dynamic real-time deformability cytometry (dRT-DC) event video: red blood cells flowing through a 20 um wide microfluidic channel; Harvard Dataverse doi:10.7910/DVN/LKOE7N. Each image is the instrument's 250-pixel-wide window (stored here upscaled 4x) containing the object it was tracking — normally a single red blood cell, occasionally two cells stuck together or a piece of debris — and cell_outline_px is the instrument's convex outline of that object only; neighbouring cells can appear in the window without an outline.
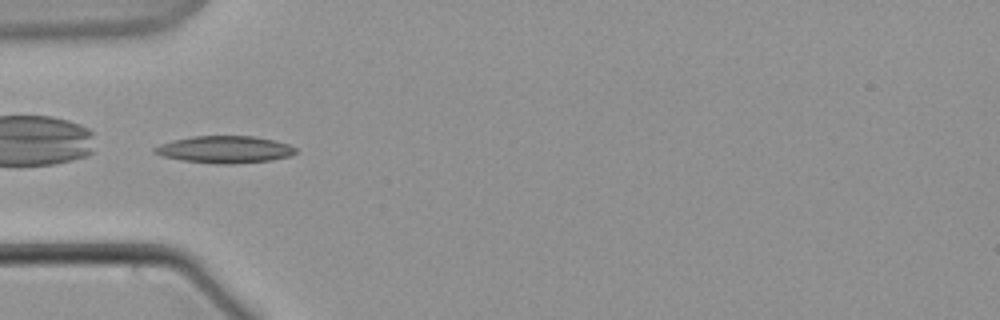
{"species": "common noctule bat (a hibernating species)", "species_latin": "Nyctalus noctula", "temperature_condition": "warm", "stored_images_in_passage": 42, "camera_frame_rate_fps": 3000, "um_per_image_px": 0.085, "animal": {"sex": "male", "body_mass_g": 21.5, "forearm_length_mm": 52.0}, "frame": {"image": 1, "passage_image": 1, "time_ms": 0.0, "image_size_px": [1000, 320], "cell_outline_px": [[296, 152], [288, 156], [272, 160], [232, 164], [216, 164], [180, 160], [164, 156], [152, 152], [152, 148], [160, 144], [172, 140], [192, 136], [252, 136], [272, 140], [288, 144], [296, 148]], "centroid_in_image_um": [19.06, 12.71], "position_along_channel_um": 65.9, "area_um2": 22.25}}
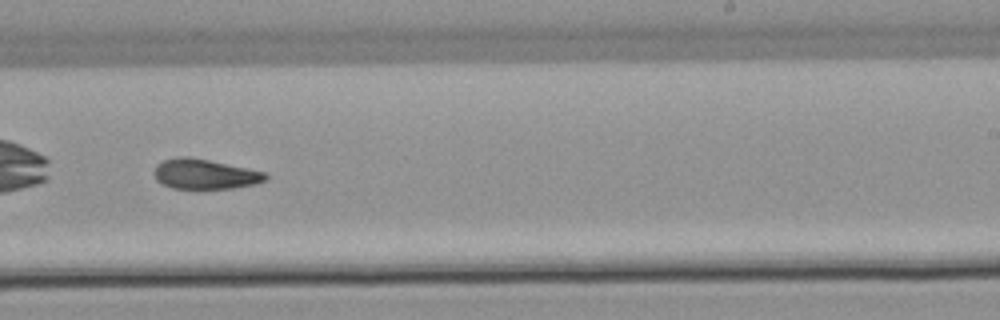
{"frame": {"image": 2, "passage_image": 19, "time_ms": 6.0, "image_size_px": [1000, 320], "cell_outline_px": [[268, 180], [256, 184], [232, 188], [172, 188], [156, 180], [156, 164], [164, 160], [176, 156], [188, 156], [208, 160], [264, 172], [268, 176]], "centroid_in_image_um": [17.42, 14.79], "position_along_channel_um": 271.6, "area_um2": 19.19}}
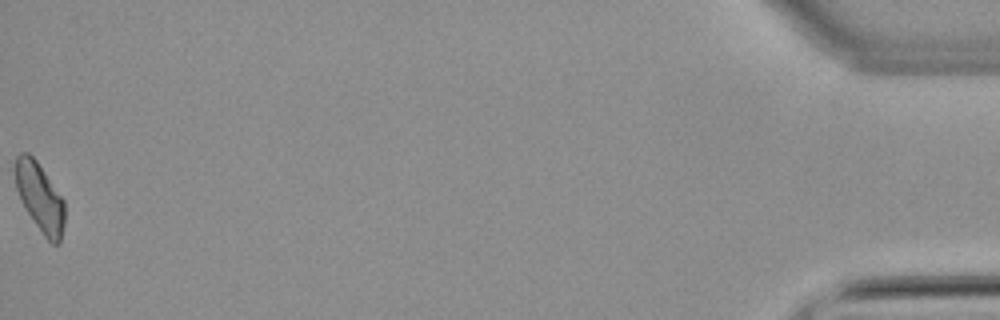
{"frame": {"image": 3, "passage_image": 42, "time_ms": 13.667, "image_size_px": [1000, 320], "cell_outline_px": [[64, 224], [60, 244], [52, 244], [44, 236], [28, 212], [16, 188], [16, 156], [20, 152], [28, 152], [36, 160], [64, 200]], "centroid_in_image_um": [3.41, 16.78], "position_along_channel_um": 431.8, "area_um2": 19.31}}